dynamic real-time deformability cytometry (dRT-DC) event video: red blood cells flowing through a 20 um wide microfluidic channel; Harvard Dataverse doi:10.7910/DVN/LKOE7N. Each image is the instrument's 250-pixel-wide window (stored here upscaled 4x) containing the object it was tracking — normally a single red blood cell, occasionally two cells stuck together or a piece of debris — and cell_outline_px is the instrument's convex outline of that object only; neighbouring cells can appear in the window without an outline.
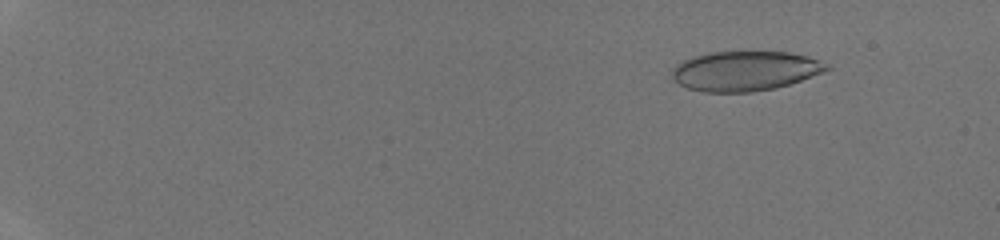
{"species": "human", "species_latin": "Homo sapiens", "temperature_condition": "room temperature", "stored_images_in_passage": 16, "camera_frame_rate_fps": 3000, "um_per_image_px": 0.085, "donor": {"sex": "male"}, "frame": {"image": 1, "passage_image": 7, "time_ms": 2.0, "image_size_px": [1000, 240], "cell_outline_px": [[832, 68], [824, 72], [776, 88], [752, 92], [704, 92], [688, 88], [672, 80], [672, 68], [676, 64], [692, 56], [708, 52], [788, 52], [808, 56], [828, 64]], "centroid_in_image_um": [63.31, 6.03], "position_along_channel_um": 21.7, "area_um2": 35.89}}